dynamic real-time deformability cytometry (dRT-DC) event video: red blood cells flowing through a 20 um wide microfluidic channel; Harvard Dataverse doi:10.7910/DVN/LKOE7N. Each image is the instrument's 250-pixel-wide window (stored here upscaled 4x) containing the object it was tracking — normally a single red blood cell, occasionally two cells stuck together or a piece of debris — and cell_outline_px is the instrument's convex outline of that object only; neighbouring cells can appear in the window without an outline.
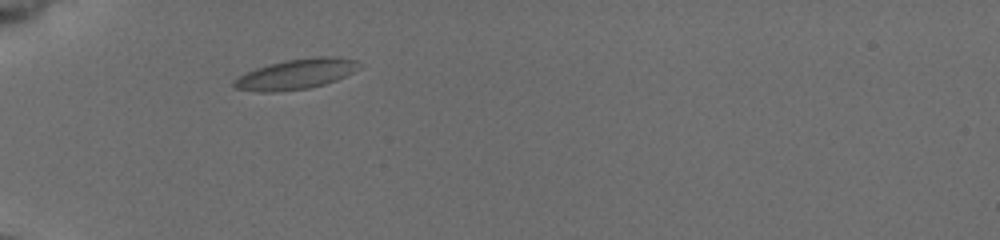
{"species": "common noctule bat (a hibernating species)", "species_latin": "Nyctalus noctula", "temperature_condition": "cold", "stored_images_in_passage": 37, "camera_frame_rate_fps": 3000, "um_per_image_px": 0.085, "animal": {"sex": "female", "body_mass_g": 19.5, "forearm_length_mm": 54.1}, "frame": {"image": 1, "passage_image": 1, "time_ms": 0.0, "image_size_px": [1000, 240], "cell_outline_px": [[356, 68], [352, 72], [336, 80], [324, 84], [308, 88], [272, 92], [260, 92], [236, 88], [232, 84], [232, 80], [256, 68], [268, 64], [284, 60], [316, 56], [332, 56], [356, 60]], "centroid_in_image_um": [25.11, 6.29], "position_along_channel_um": 59.9, "area_um2": 21.68}}
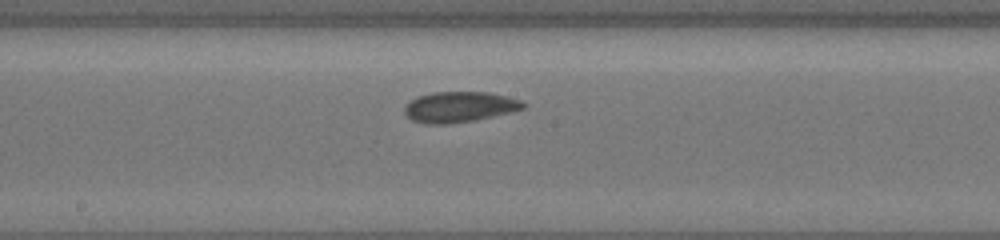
{"frame": {"image": 2, "passage_image": 14, "time_ms": 4.333, "image_size_px": [1000, 240], "cell_outline_px": [[528, 104], [524, 108], [508, 112], [472, 120], [448, 124], [424, 124], [412, 120], [404, 112], [404, 108], [416, 96], [432, 92], [488, 92], [520, 100]], "centroid_in_image_um": [39.01, 9.08], "position_along_channel_um": 209.2, "area_um2": 20.87}}
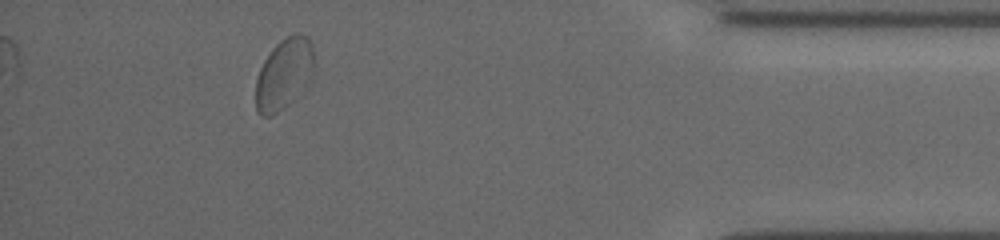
{"frame": {"image": 3, "passage_image": 33, "time_ms": 10.667, "image_size_px": [1000, 240], "cell_outline_px": [[316, 64], [312, 80], [308, 88], [304, 92], [284, 108], [272, 116], [260, 116], [256, 112], [256, 80], [260, 68], [264, 60], [272, 48], [280, 40], [296, 32], [300, 32], [308, 36], [312, 44]], "centroid_in_image_um": [24.21, 6.29], "position_along_channel_um": 411.0, "area_um2": 25.2}, "authors_computed_cell_mechanics": {"area_um2": 20.7502, "velocity_mm_per_s": 3.8075, "shape_relaxation_time_tau1_ms": 3.5573, "shape_relaxation_time_tau2_ms": null, "deformation_change_tau1": 0.0652, "deformation_change_tau2": null}}